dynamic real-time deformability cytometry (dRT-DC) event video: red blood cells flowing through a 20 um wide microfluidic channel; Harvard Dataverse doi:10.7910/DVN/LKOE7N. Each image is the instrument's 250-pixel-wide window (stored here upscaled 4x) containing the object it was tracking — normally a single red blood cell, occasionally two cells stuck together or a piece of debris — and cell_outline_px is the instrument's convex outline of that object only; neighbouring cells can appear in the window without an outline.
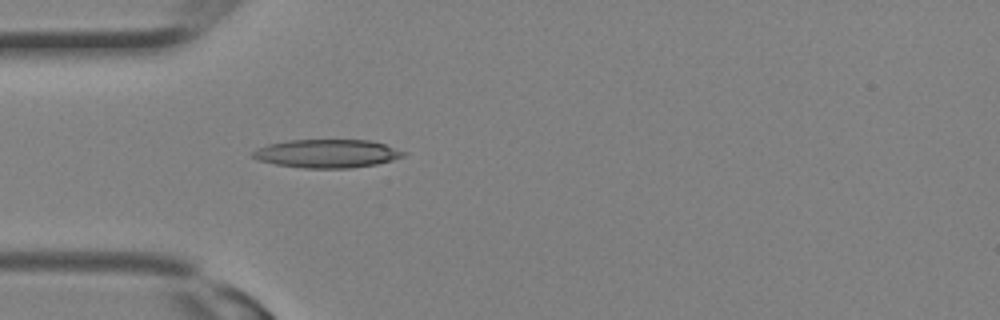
{"species": "Egyptian fruit bat (a non-hibernating species)", "species_latin": "Rousettus aegyptiacus", "temperature_condition": "room temperature", "stored_images_in_passage": 3, "camera_frame_rate_fps": 3000, "um_per_image_px": 0.085, "animal": {"sex": "female"}, "frame": {"image": 1, "passage_image": 1, "time_ms": 0.0, "image_size_px": [1000, 320], "cell_outline_px": [[408, 152], [404, 156], [392, 160], [376, 164], [348, 168], [304, 168], [276, 164], [256, 160], [252, 156], [252, 152], [256, 148], [268, 144], [288, 140], [368, 140], [384, 144]], "centroid_in_image_um": [27.78, 13.05], "position_along_channel_um": 57.2, "area_um2": 24.91}}
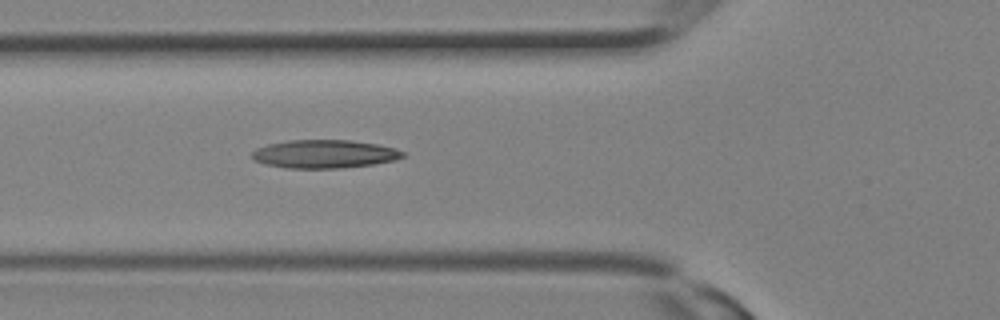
{"frame": {"image": 2, "passage_image": 3, "time_ms": 0.667, "image_size_px": [1000, 320], "cell_outline_px": [[404, 156], [396, 160], [372, 164], [340, 168], [288, 168], [264, 164], [252, 160], [252, 152], [256, 148], [268, 144], [288, 140], [348, 140], [376, 144], [392, 148], [404, 152]], "centroid_in_image_um": [27.52, 13.09], "position_along_channel_um": 98.3, "area_um2": 24.74}}